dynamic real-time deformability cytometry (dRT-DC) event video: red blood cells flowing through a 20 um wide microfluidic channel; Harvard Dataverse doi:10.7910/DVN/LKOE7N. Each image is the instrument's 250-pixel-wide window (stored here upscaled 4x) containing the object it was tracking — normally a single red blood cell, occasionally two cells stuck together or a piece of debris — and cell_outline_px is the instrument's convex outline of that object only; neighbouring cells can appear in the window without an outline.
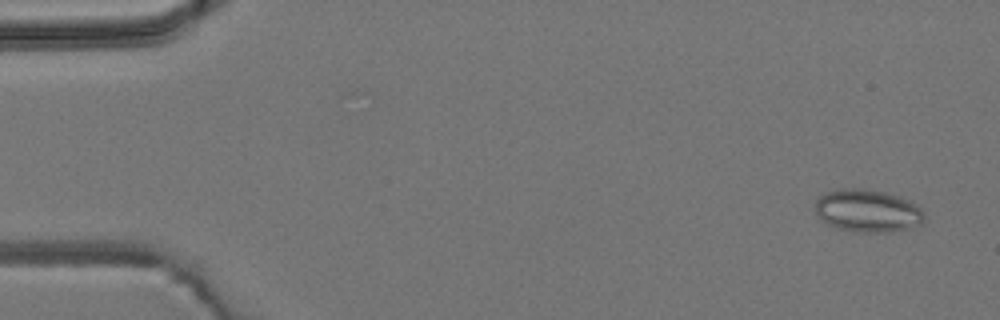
{"species": "common noctule bat (a hibernating species)", "species_latin": "Nyctalus noctula", "temperature_condition": "room temperature", "stored_images_in_passage": 5, "camera_frame_rate_fps": 3000, "um_per_image_px": 0.085, "animal": {"sex": "male", "body_mass_g": 19.2, "forearm_length_mm": 51.8}, "frame": {"image": 1, "passage_image": 1, "time_ms": 0.0, "image_size_px": [1000, 320], "cell_outline_px": [[924, 220], [920, 224], [908, 228], [892, 232], [852, 232], [836, 228], [820, 220], [816, 216], [816, 200], [824, 192], [844, 188], [860, 188], [884, 192], [900, 196], [916, 204], [924, 212]], "centroid_in_image_um": [73.72, 17.92], "position_along_channel_um": 11.3, "area_um2": 27.4}}